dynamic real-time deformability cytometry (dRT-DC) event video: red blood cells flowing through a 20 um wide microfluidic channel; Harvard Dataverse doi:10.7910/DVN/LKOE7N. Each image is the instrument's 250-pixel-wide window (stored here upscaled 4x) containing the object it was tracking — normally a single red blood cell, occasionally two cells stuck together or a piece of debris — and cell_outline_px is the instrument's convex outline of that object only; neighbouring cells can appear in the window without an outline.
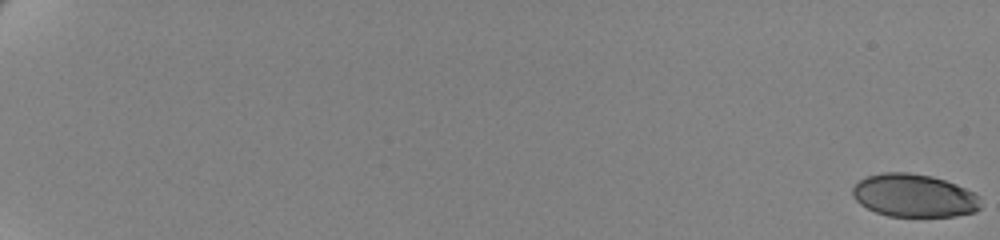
{"species": "human", "species_latin": "Homo sapiens", "temperature_condition": "cold", "stored_images_in_passage": 63, "camera_frame_rate_fps": 3000, "um_per_image_px": 0.085, "donor": {"sex": "female"}, "frame": {"image": 1, "passage_image": 1, "time_ms": 0.0, "image_size_px": [1000, 240], "cell_outline_px": [[980, 208], [976, 212], [956, 216], [888, 216], [876, 212], [860, 204], [852, 196], [852, 188], [860, 180], [868, 176], [884, 172], [908, 172], [932, 176], [956, 184], [976, 192], [980, 196]], "centroid_in_image_um": [77.73, 16.62], "position_along_channel_um": 7.3, "area_um2": 32.25}}
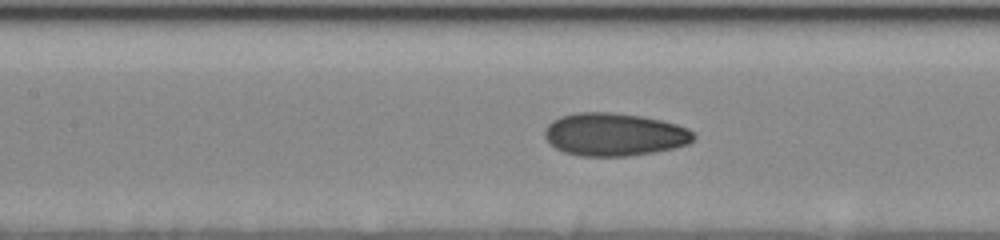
{"frame": {"image": 2, "passage_image": 34, "time_ms": 11.0, "image_size_px": [1000, 240], "cell_outline_px": [[696, 136], [688, 144], [656, 152], [628, 156], [580, 156], [564, 152], [556, 148], [544, 136], [544, 128], [552, 120], [560, 116], [576, 112], [608, 112], [640, 116], [660, 120], [676, 124], [688, 128]], "centroid_in_image_um": [52.19, 11.43], "position_along_channel_um": 155.2, "area_um2": 37.22}}
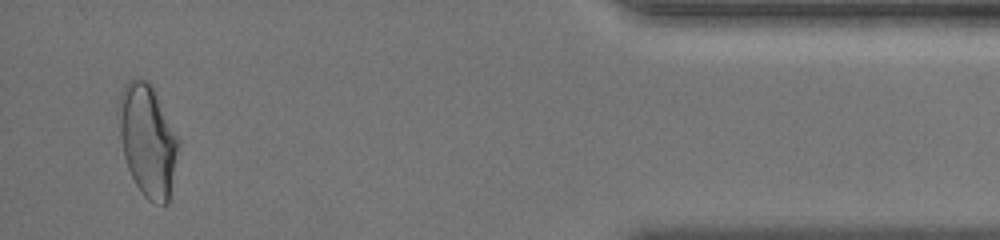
{"frame": {"image": 3, "passage_image": 61, "time_ms": 20.0, "image_size_px": [1000, 240], "cell_outline_px": [[180, 144], [168, 200], [164, 204], [156, 204], [148, 200], [144, 196], [136, 184], [128, 168], [124, 156], [120, 140], [116, 112], [116, 104], [120, 92], [124, 84], [128, 80], [136, 76], [148, 80], [152, 84], [180, 140]], "centroid_in_image_um": [12.51, 11.83], "position_along_channel_um": 422.7, "area_um2": 39.65}, "authors_computed_cell_mechanics": {"area_um2": 35.258, "velocity_mm_per_s": 3.4905, "shape_relaxation_time_tau1_ms": 6.584, "shape_relaxation_time_tau2_ms": 1.5108, "deformation_change_tau1": 0.1438, "deformation_change_tau2": 0.056}}